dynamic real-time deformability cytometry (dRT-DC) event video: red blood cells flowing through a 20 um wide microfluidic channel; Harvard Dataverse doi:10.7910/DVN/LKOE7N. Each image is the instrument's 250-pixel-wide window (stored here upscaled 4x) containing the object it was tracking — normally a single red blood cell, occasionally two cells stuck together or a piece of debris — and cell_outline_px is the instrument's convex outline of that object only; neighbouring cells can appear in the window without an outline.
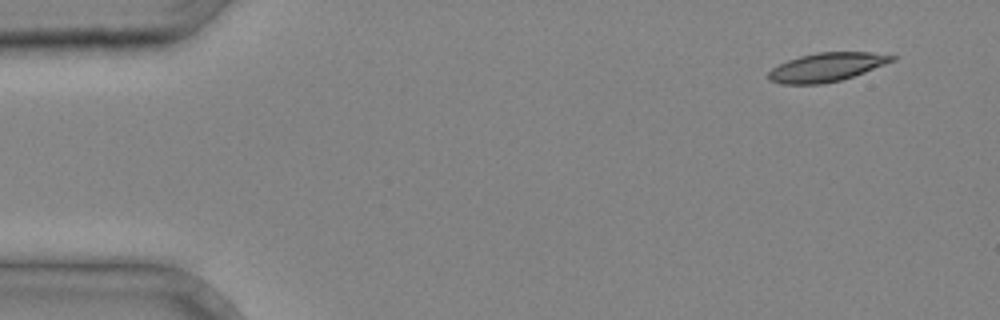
{"species": "common noctule bat (a hibernating species)", "species_latin": "Nyctalus noctula", "temperature_condition": "cold", "stored_images_in_passage": 4, "camera_frame_rate_fps": 3000, "um_per_image_px": 0.085, "animal": {"sex": "male", "body_mass_g": 20.4}, "frame": {"image": 1, "passage_image": 1, "time_ms": 0.0, "image_size_px": [1000, 320], "cell_outline_px": [[896, 60], [864, 72], [840, 80], [820, 84], [780, 84], [768, 80], [768, 72], [772, 68], [788, 60], [800, 56], [820, 52], [872, 52], [896, 56]], "centroid_in_image_um": [70.25, 5.71], "position_along_channel_um": 14.8, "area_um2": 20.52}}